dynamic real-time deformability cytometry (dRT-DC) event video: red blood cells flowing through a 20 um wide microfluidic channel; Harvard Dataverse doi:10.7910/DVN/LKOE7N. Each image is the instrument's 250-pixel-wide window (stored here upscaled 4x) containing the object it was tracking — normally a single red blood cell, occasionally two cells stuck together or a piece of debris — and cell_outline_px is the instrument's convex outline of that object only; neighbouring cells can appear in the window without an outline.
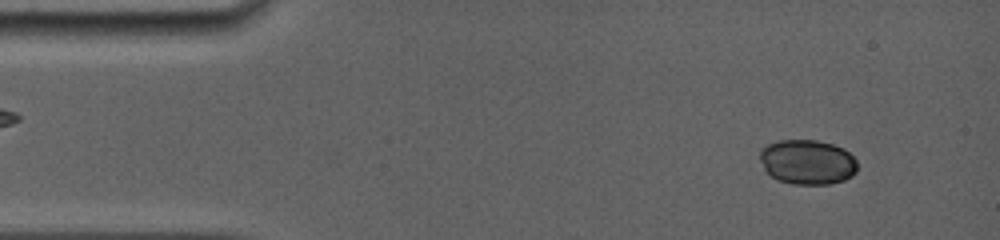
{"species": "common noctule bat (a hibernating species)", "species_latin": "Nyctalus noctula", "temperature_condition": "room temperature", "stored_images_in_passage": 8, "camera_frame_rate_fps": 5000, "um_per_image_px": 0.085, "animal": {"sex": "female", "body_mass_g": 19.0, "forearm_length_mm": 56.7}, "frame": {"image": 1, "passage_image": 1, "time_ms": 0.0, "image_size_px": [1000, 240], "cell_outline_px": [[856, 172], [852, 176], [844, 180], [832, 184], [792, 184], [776, 180], [764, 168], [760, 160], [760, 148], [776, 140], [816, 140], [832, 144], [844, 148], [856, 160]], "centroid_in_image_um": [68.62, 13.77], "position_along_channel_um": 16.4, "area_um2": 25.61}}
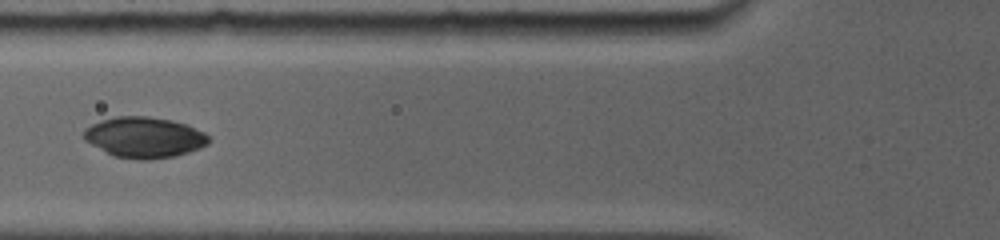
{"frame": {"image": 2, "passage_image": 5, "time_ms": 4.6, "image_size_px": [1000, 240], "cell_outline_px": [[212, 140], [208, 144], [200, 148], [176, 156], [148, 160], [140, 160], [112, 156], [84, 140], [84, 128], [100, 120], [116, 116], [148, 116], [172, 120], [184, 124], [204, 132]], "centroid_in_image_um": [12.26, 11.68], "position_along_channel_um": 113.5, "area_um2": 29.82}}
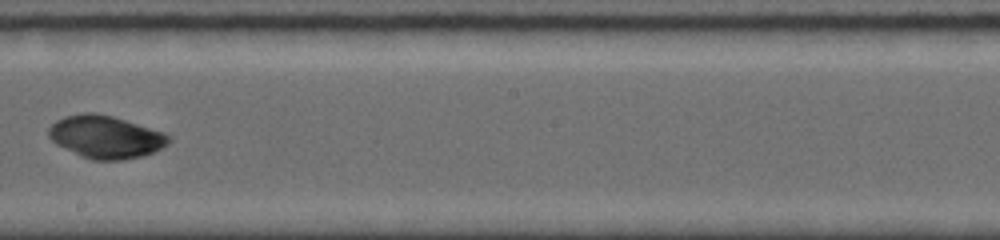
{"frame": {"image": 3, "passage_image": 8, "time_ms": 7.8, "image_size_px": [1000, 240], "cell_outline_px": [[172, 140], [168, 144], [152, 152], [140, 156], [124, 160], [92, 160], [80, 156], [56, 144], [48, 136], [48, 128], [56, 120], [64, 116], [84, 112], [96, 112], [112, 116], [164, 132]], "centroid_in_image_um": [8.95, 11.63], "position_along_channel_um": 239.3, "area_um2": 29.82}}